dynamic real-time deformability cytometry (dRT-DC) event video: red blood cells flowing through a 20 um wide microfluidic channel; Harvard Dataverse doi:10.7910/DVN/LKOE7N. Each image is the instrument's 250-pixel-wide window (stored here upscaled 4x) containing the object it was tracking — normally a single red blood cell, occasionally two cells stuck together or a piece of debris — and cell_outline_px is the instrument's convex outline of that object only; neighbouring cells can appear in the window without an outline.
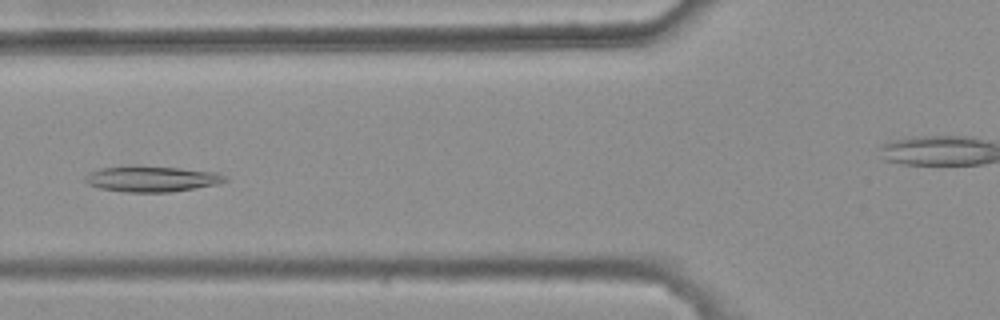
{"species": "common noctule bat (a hibernating species)", "species_latin": "Nyctalus noctula", "temperature_condition": "warm", "stored_images_in_passage": 5, "camera_frame_rate_fps": 3000, "um_per_image_px": 0.085, "animal": {"sex": "female", "body_mass_g": 25.1}, "frame": {"image": 1, "passage_image": 5, "time_ms": 1.333, "image_size_px": [1000, 320], "cell_outline_px": [[228, 180], [220, 184], [168, 192], [124, 192], [100, 188], [88, 184], [84, 180], [92, 172], [100, 168], [132, 164], [180, 168], [216, 172], [224, 176]], "centroid_in_image_um": [12.9, 15.19], "position_along_channel_um": 112.9, "area_um2": 21.15}}